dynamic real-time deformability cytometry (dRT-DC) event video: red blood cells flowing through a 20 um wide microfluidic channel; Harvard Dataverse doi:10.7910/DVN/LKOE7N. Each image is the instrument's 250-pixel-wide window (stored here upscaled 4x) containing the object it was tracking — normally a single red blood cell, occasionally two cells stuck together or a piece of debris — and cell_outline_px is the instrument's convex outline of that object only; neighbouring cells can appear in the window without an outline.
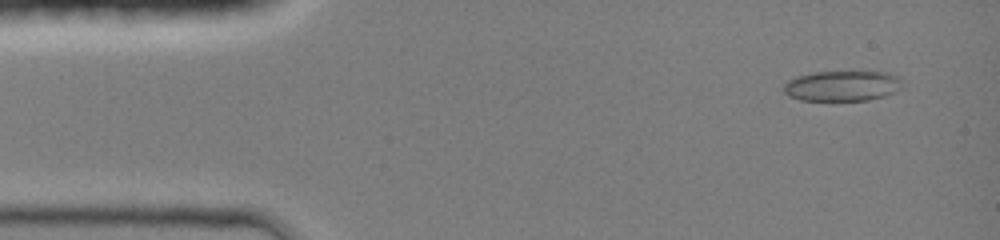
{"species": "common noctule bat (a hibernating species)", "species_latin": "Nyctalus noctula", "temperature_condition": "room temperature", "stored_images_in_passage": 44, "camera_frame_rate_fps": 3000, "um_per_image_px": 0.085, "animal": {"sex": "female", "body_mass_g": 19.0, "forearm_length_mm": 51.5}, "frame": {"image": 1, "passage_image": 3, "time_ms": 0.667, "image_size_px": [1000, 240], "cell_outline_px": [[900, 88], [896, 92], [884, 96], [868, 100], [800, 100], [788, 96], [784, 92], [784, 84], [788, 80], [796, 76], [816, 72], [888, 72], [900, 76]], "centroid_in_image_um": [71.59, 7.3], "position_along_channel_um": 13.4, "area_um2": 20.98}}
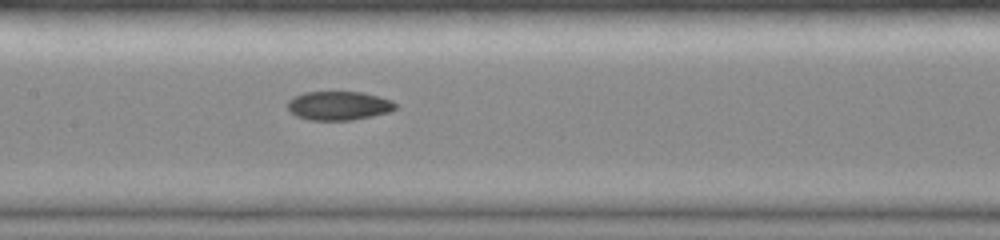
{"frame": {"image": 2, "passage_image": 21, "time_ms": 6.667, "image_size_px": [1000, 240], "cell_outline_px": [[396, 108], [388, 112], [372, 116], [352, 120], [308, 120], [296, 116], [288, 112], [288, 100], [292, 96], [304, 92], [364, 92], [380, 96], [392, 100], [396, 104]], "centroid_in_image_um": [28.76, 8.98], "position_along_channel_um": 178.6, "area_um2": 18.38}}
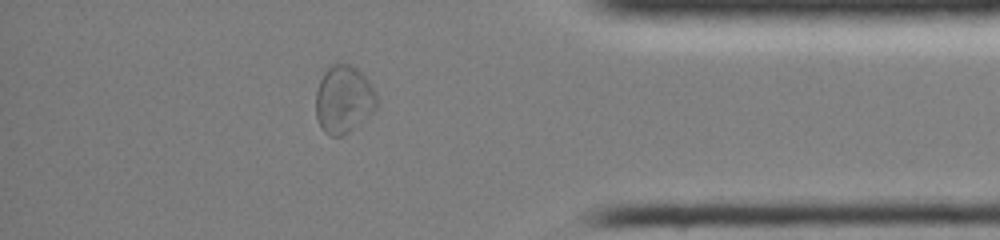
{"frame": {"image": 3, "passage_image": 38, "time_ms": 12.333, "image_size_px": [1000, 240], "cell_outline_px": [[376, 108], [368, 116], [348, 132], [340, 136], [332, 136], [324, 132], [320, 128], [316, 116], [316, 92], [320, 80], [324, 72], [328, 68], [336, 64], [348, 64], [356, 68], [368, 80], [376, 92]], "centroid_in_image_um": [29.19, 8.46], "position_along_channel_um": 406.0, "area_um2": 23.76}, "authors_computed_cell_mechanics": {"area_um2": 19.5364, "velocity_mm_per_s": 4.2871, "shape_relaxation_time_tau1_ms": null, "shape_relaxation_time_tau2_ms": 2.9105, "deformation_change_tau1": null, "deformation_change_tau2": 0.0511}}